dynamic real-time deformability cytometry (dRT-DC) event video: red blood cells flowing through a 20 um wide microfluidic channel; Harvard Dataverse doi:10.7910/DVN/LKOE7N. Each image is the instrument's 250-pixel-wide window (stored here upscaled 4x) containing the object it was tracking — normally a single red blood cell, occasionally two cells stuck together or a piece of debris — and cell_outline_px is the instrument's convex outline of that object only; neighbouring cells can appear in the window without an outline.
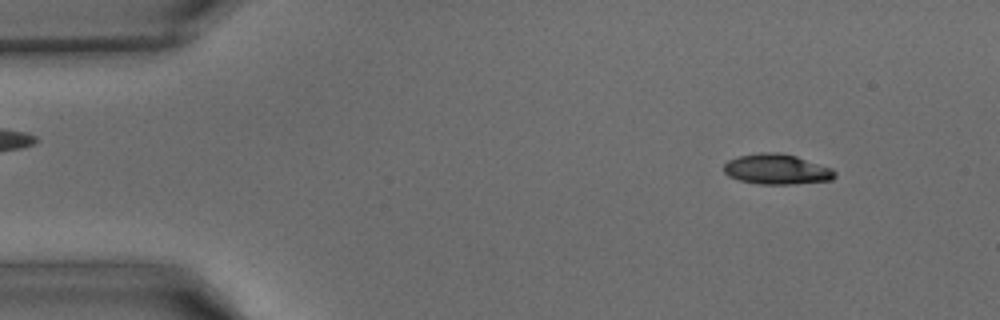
{"species": "common noctule bat (a hibernating species)", "species_latin": "Nyctalus noctula", "temperature_condition": "warm", "stored_images_in_passage": 7, "camera_frame_rate_fps": 3000, "um_per_image_px": 0.085, "animal": {"sex": "male", "body_mass_g": 15.6}, "frame": {"image": 1, "passage_image": 4, "time_ms": 1.0, "image_size_px": [1000, 320], "cell_outline_px": [[836, 176], [832, 180], [792, 184], [760, 184], [740, 180], [728, 176], [724, 172], [724, 164], [728, 160], [740, 156], [760, 152], [780, 152], [796, 156], [832, 168], [836, 172]], "centroid_in_image_um": [66.04, 14.38], "position_along_channel_um": 19.0, "area_um2": 19.59}}